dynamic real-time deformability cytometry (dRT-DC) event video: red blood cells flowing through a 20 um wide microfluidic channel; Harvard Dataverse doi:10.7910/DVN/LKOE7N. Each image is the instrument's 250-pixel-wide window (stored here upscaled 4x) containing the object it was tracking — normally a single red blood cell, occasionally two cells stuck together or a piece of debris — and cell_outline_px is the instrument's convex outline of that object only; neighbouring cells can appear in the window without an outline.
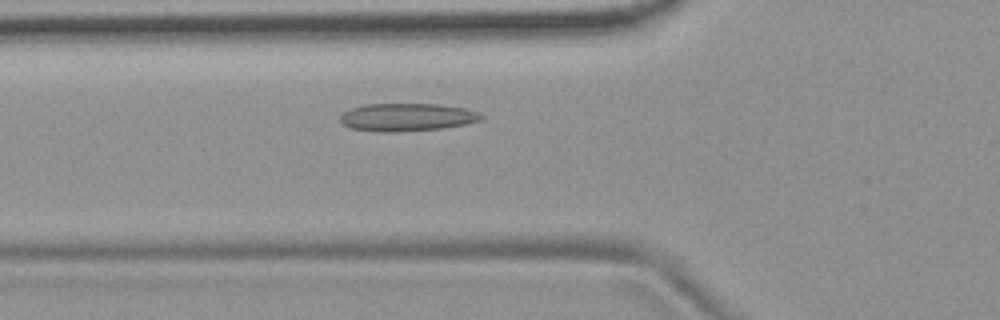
{"species": "common noctule bat (a hibernating species)", "species_latin": "Nyctalus noctula", "temperature_condition": "room temperature", "stored_images_in_passage": 44, "camera_frame_rate_fps": 3000, "um_per_image_px": 0.085, "animal": {"sex": "female", "body_mass_g": 19.9}, "frame": {"image": 1, "passage_image": 9, "time_ms": 2.667, "image_size_px": [1000, 320], "cell_outline_px": [[484, 116], [480, 120], [464, 124], [444, 128], [396, 132], [376, 132], [352, 128], [344, 124], [340, 120], [340, 116], [344, 112], [352, 108], [364, 104], [440, 104], [464, 108], [480, 112]], "centroid_in_image_um": [34.61, 9.96], "position_along_channel_um": 91.2, "area_um2": 22.89}}
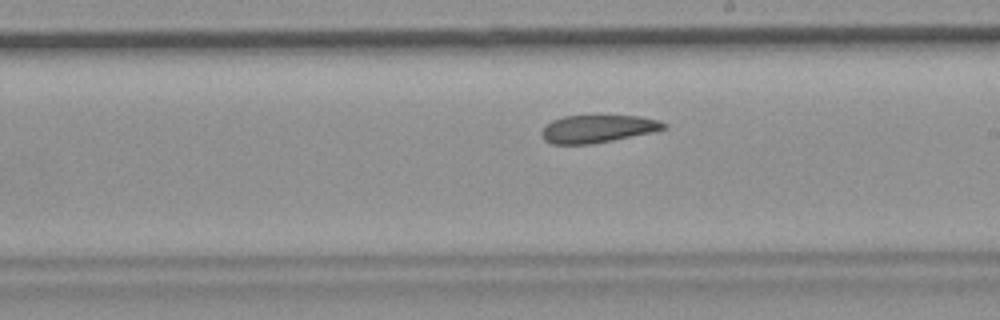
{"frame": {"image": 2, "passage_image": 21, "time_ms": 6.667, "image_size_px": [1000, 320], "cell_outline_px": [[668, 128], [652, 132], [592, 144], [552, 144], [544, 140], [540, 132], [552, 120], [564, 116], [640, 116], [660, 120], [668, 124]], "centroid_in_image_um": [50.83, 10.95], "position_along_channel_um": 238.2, "area_um2": 19.65}}
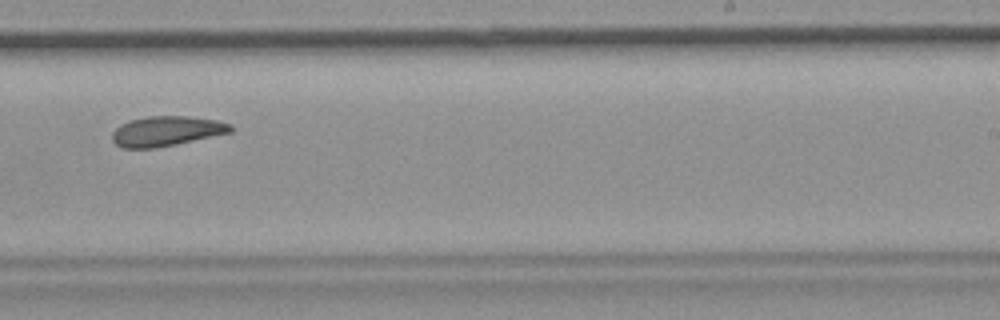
{"frame": {"image": 3, "passage_image": 24, "time_ms": 7.667, "image_size_px": [1000, 320], "cell_outline_px": [[236, 128], [232, 132], [176, 144], [156, 148], [120, 148], [112, 140], [112, 132], [120, 124], [128, 120], [148, 116], [188, 116], [216, 120], [232, 124]], "centroid_in_image_um": [14.15, 11.14], "position_along_channel_um": 274.8, "area_um2": 20.87}, "authors_computed_cell_mechanics": {"area_um2": 21.3282, "velocity_mm_per_s": 3.6815, "shape_relaxation_time_tau1_ms": null, "shape_relaxation_time_tau2_ms": 4.8706, "deformation_change_tau1": null, "deformation_change_tau2": 0.1107}}